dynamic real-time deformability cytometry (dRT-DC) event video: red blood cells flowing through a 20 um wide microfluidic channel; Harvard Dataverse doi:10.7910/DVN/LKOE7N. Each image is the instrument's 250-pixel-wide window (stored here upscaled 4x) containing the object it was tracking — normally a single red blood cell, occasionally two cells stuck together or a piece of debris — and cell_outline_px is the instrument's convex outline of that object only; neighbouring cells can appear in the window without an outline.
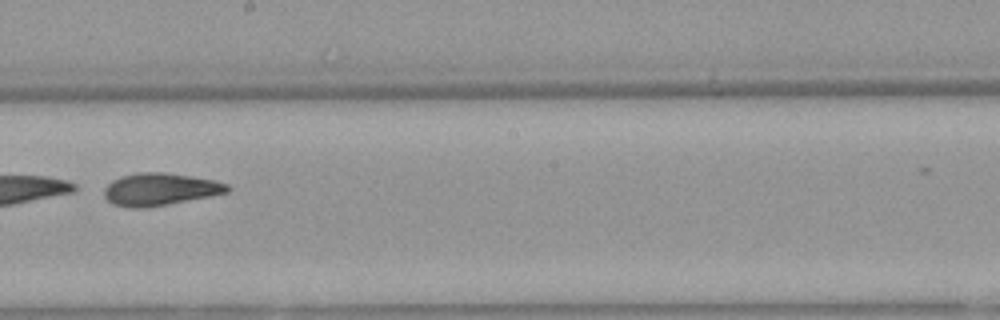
{"species": "Egyptian fruit bat (a non-hibernating species)", "species_latin": "Rousettus aegyptiacus", "temperature_condition": "warm", "stored_images_in_passage": 38, "camera_frame_rate_fps": 3000, "um_per_image_px": 0.085, "animal": {"sex": "female"}, "frame": {"image": 1, "passage_image": 17, "time_ms": 5.333, "image_size_px": [1000, 320], "cell_outline_px": [[232, 188], [228, 192], [208, 196], [164, 204], [140, 208], [132, 208], [112, 204], [104, 196], [104, 188], [112, 180], [120, 176], [140, 172], [164, 172], [212, 180], [228, 184]], "centroid_in_image_um": [13.55, 16.08], "position_along_channel_um": 234.6, "area_um2": 22.83}, "authors_computed_cell_mechanics": {"area_um2": 23.4957, "velocity_mm_per_s": 3.905, "shape_relaxation_time_tau1_ms": 1.3128, "shape_relaxation_time_tau2_ms": 2.5705, "deformation_change_tau1": 0.2909, "deformation_change_tau2": 0.108}}